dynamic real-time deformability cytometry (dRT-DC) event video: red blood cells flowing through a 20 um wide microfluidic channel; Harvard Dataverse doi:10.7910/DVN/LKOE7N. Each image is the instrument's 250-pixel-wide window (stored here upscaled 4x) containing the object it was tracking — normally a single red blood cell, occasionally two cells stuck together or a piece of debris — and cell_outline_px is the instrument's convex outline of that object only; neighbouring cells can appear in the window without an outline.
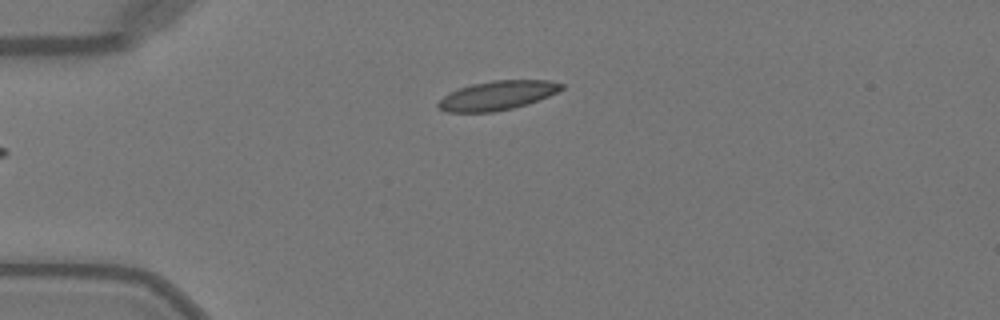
{"species": "Egyptian fruit bat (a non-hibernating species)", "species_latin": "Rousettus aegyptiacus", "temperature_condition": "warm", "stored_images_in_passage": 35, "camera_frame_rate_fps": 3000, "um_per_image_px": 0.085, "animal": {"sex": "female"}, "frame": {"image": 1, "passage_image": 1, "time_ms": 0.0, "image_size_px": [1000, 320], "cell_outline_px": [[564, 88], [548, 96], [528, 104], [512, 108], [492, 112], [444, 112], [436, 108], [436, 104], [448, 92], [472, 84], [492, 80], [548, 80], [564, 84]], "centroid_in_image_um": [42.24, 8.11], "position_along_channel_um": 42.8, "area_um2": 20.98}}
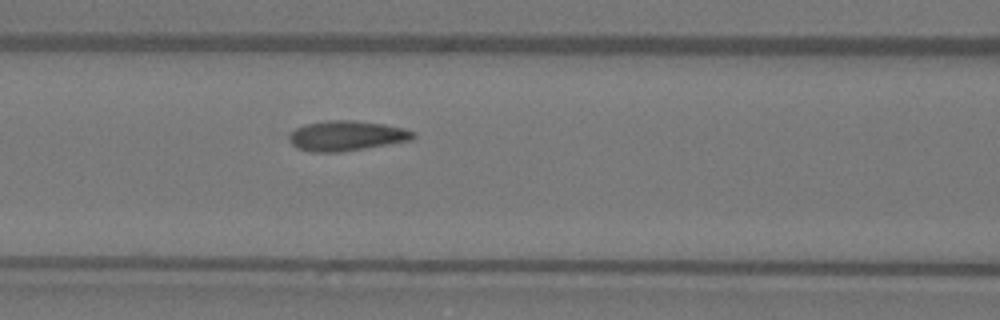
{"frame": {"image": 2, "passage_image": 10, "time_ms": 3.0, "image_size_px": [1000, 320], "cell_outline_px": [[416, 136], [412, 140], [340, 152], [312, 152], [296, 148], [288, 140], [288, 136], [296, 128], [304, 124], [324, 120], [356, 120], [384, 124], [404, 128], [416, 132]], "centroid_in_image_um": [29.44, 11.53], "position_along_channel_um": 137.2, "area_um2": 21.91}}
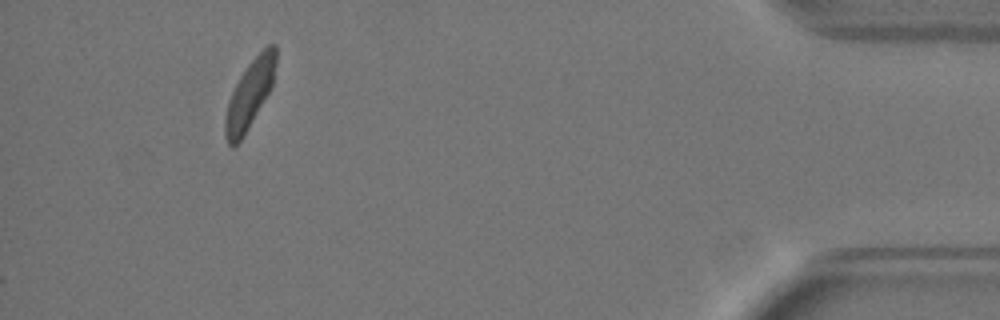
{"frame": {"image": 3, "passage_image": 35, "time_ms": 11.333, "image_size_px": [1000, 320], "cell_outline_px": [[276, 64], [272, 84], [268, 92], [244, 136], [232, 148], [228, 144], [224, 136], [224, 120], [228, 100], [240, 76], [248, 64], [268, 44], [276, 44]], "centroid_in_image_um": [21.19, 8.04], "position_along_channel_um": 414.0, "area_um2": 19.83}, "authors_computed_cell_mechanics": {"area_um2": 20.808, "velocity_mm_per_s": 4.0498, "shape_relaxation_time_tau1_ms": 2.9836, "shape_relaxation_time_tau2_ms": 0.8675, "deformation_change_tau1": 0.1019, "deformation_change_tau2": 0.0565}}